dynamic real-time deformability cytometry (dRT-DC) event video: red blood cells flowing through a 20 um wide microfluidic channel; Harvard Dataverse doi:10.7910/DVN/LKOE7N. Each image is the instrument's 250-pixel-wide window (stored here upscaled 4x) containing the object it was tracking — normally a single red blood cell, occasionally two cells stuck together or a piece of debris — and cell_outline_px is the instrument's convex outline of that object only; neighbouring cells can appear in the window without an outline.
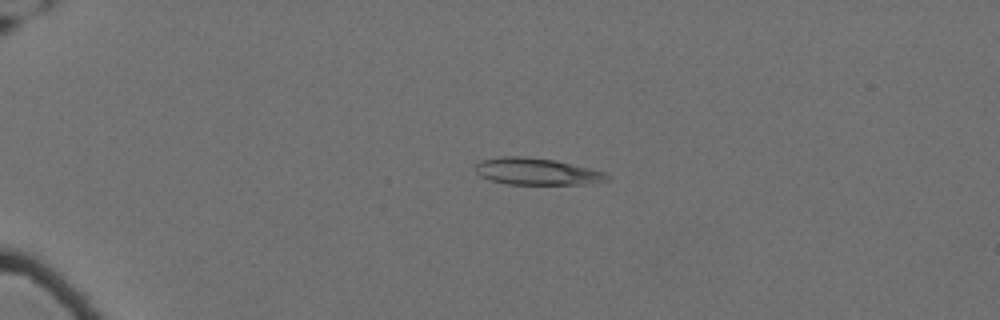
{"species": "Egyptian fruit bat (a non-hibernating species)", "species_latin": "Rousettus aegyptiacus", "temperature_condition": "cold", "stored_images_in_passage": 60, "camera_frame_rate_fps": 3000, "um_per_image_px": 0.085, "animal": {"sex": "female"}, "frame": {"image": 1, "passage_image": 16, "time_ms": 5.0, "image_size_px": [1000, 320], "cell_outline_px": [[612, 176], [608, 180], [584, 184], [508, 184], [492, 180], [480, 176], [476, 172], [476, 164], [480, 160], [500, 156], [524, 156], [556, 160], [604, 172]], "centroid_in_image_um": [45.61, 14.57], "position_along_channel_um": 39.4, "area_um2": 20.52}}
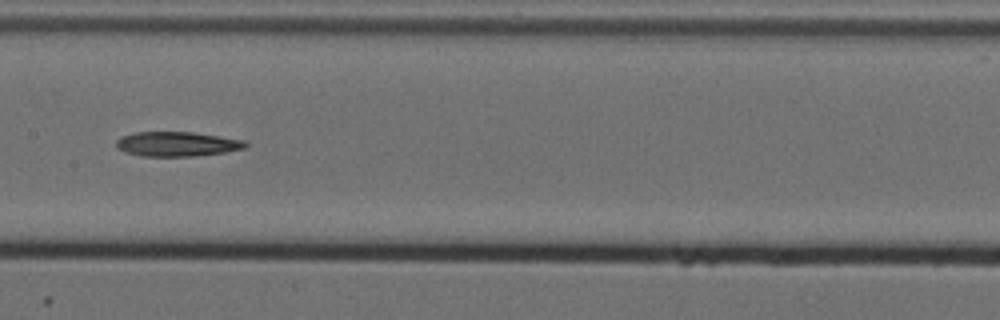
{"frame": {"image": 2, "passage_image": 34, "time_ms": 11.0, "image_size_px": [1000, 320], "cell_outline_px": [[248, 144], [244, 148], [224, 152], [196, 156], [140, 156], [124, 152], [116, 148], [116, 140], [120, 136], [132, 132], [192, 132], [244, 140]], "centroid_in_image_um": [14.97, 12.24], "position_along_channel_um": 192.4, "area_um2": 18.61}}
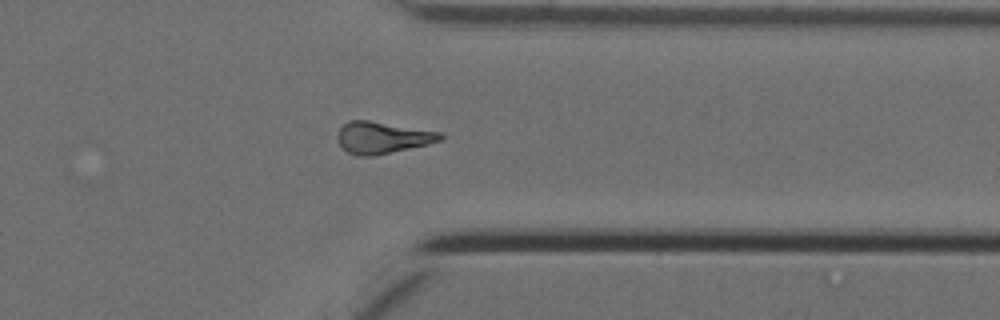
{"frame": {"image": 3, "passage_image": 50, "time_ms": 16.333, "image_size_px": [1000, 320], "cell_outline_px": [[444, 136], [440, 140], [428, 144], [376, 156], [356, 156], [348, 152], [340, 144], [336, 136], [340, 128], [348, 120], [368, 120], [444, 132]], "centroid_in_image_um": [32.52, 11.69], "position_along_channel_um": 378.9, "area_um2": 19.19}}